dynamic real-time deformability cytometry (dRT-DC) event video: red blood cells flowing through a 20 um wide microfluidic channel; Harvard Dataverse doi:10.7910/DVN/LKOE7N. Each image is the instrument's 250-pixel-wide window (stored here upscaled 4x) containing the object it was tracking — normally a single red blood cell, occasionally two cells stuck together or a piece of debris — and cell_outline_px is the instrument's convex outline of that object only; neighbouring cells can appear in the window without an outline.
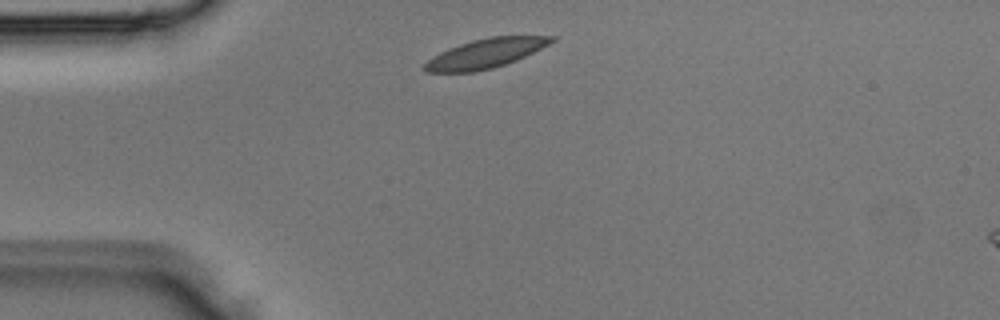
{"species": "Egyptian fruit bat (a non-hibernating species)", "species_latin": "Rousettus aegyptiacus", "temperature_condition": "room temperature", "stored_images_in_passage": 1, "camera_frame_rate_fps": 3000, "um_per_image_px": 0.085, "animal": {"sex": "male"}, "frame": {"image": 1, "passage_image": 1, "time_ms": 0.0, "image_size_px": [1000, 320], "cell_outline_px": [[556, 40], [516, 60], [492, 68], [472, 72], [424, 72], [424, 64], [432, 56], [448, 48], [472, 40], [492, 36], [556, 36]], "centroid_in_image_um": [41.23, 4.54], "position_along_channel_um": 43.8, "area_um2": 21.39}}